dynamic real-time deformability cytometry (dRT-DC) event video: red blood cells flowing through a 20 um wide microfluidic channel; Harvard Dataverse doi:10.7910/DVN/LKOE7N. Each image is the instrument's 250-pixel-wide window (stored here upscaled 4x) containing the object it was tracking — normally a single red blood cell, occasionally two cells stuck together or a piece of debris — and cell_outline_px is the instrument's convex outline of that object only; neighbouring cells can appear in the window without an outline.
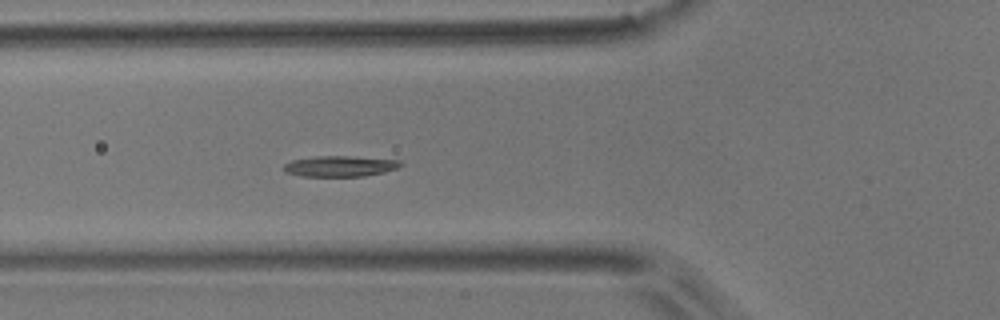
{"species": "common noctule bat (a hibernating species)", "species_latin": "Nyctalus noctula", "temperature_condition": "room temperature", "stored_images_in_passage": 6, "camera_frame_rate_fps": 3000, "um_per_image_px": 0.085, "animal": {"sex": "male", "body_mass_g": 17.9}, "frame": {"image": 1, "passage_image": 5, "time_ms": 4.333, "image_size_px": [1000, 320], "cell_outline_px": [[404, 164], [396, 168], [384, 172], [364, 176], [304, 176], [284, 172], [284, 164], [292, 160], [316, 156], [352, 156], [400, 160]], "centroid_in_image_um": [28.91, 14.12], "position_along_channel_um": 96.9, "area_um2": 14.1}}